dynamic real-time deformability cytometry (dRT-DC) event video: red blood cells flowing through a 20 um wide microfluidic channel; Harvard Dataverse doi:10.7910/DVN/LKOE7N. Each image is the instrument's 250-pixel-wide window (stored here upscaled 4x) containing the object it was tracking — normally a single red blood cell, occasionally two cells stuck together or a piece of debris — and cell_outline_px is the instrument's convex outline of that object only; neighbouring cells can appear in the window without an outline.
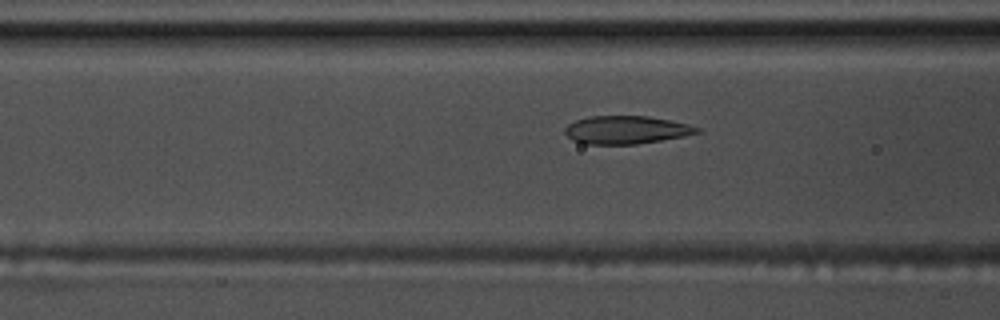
{"species": "common noctule bat (a hibernating species)", "species_latin": "Nyctalus noctula", "temperature_condition": "warm", "stored_images_in_passage": 58, "camera_frame_rate_fps": 3000, "um_per_image_px": 0.085, "animal": {"sex": "male", "body_mass_g": 17.5, "forearm_length_mm": 52.3}, "frame": {"image": 1, "passage_image": 23, "time_ms": 7.333, "image_size_px": [1000, 320], "cell_outline_px": [[700, 132], [684, 136], [636, 144], [584, 144], [572, 140], [564, 132], [564, 128], [568, 124], [576, 120], [588, 116], [648, 116], [688, 124], [700, 128]], "centroid_in_image_um": [53.19, 11.04], "position_along_channel_um": 113.4, "area_um2": 21.5}}
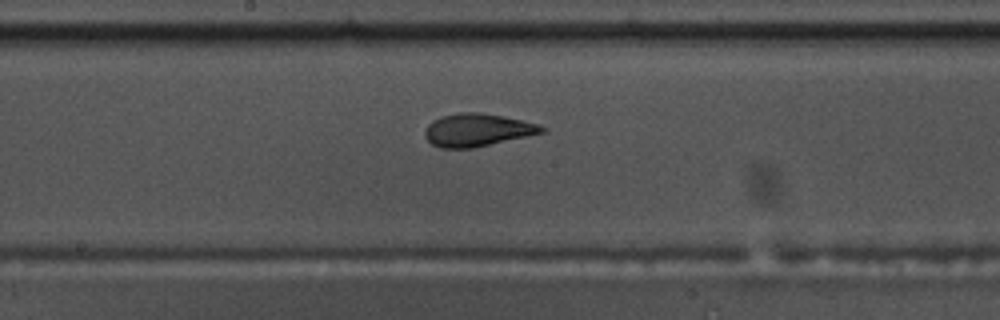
{"frame": {"image": 2, "passage_image": 31, "time_ms": 10.0, "image_size_px": [1000, 320], "cell_outline_px": [[548, 132], [472, 148], [440, 148], [432, 144], [424, 136], [424, 132], [428, 124], [432, 120], [440, 116], [456, 112], [480, 112], [504, 116], [536, 124], [548, 128]], "centroid_in_image_um": [40.57, 11.04], "position_along_channel_um": 207.6, "area_um2": 22.54}}
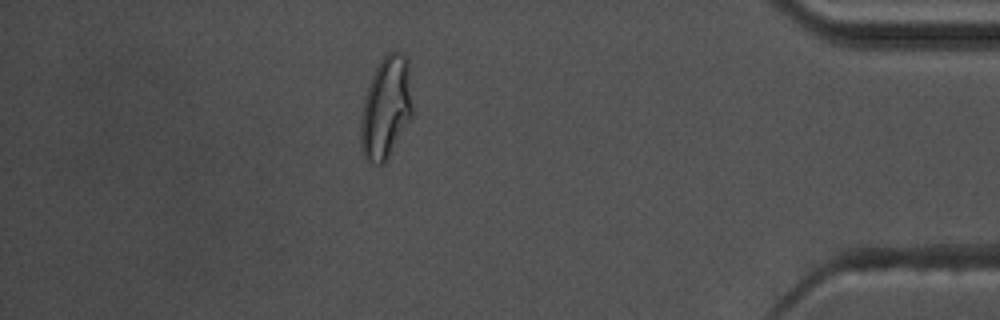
{"frame": {"image": 3, "passage_image": 51, "time_ms": 16.667, "image_size_px": [1000, 320], "cell_outline_px": [[412, 116], [384, 164], [376, 164], [368, 160], [364, 156], [360, 144], [360, 120], [364, 100], [376, 64], [388, 52], [400, 52], [408, 60], [412, 104]], "centroid_in_image_um": [32.8, 9.15], "position_along_channel_um": 402.4, "area_um2": 30.63}, "authors_computed_cell_mechanics": {"area_um2": 22.1663, "velocity_mm_per_s": 3.5438, "shape_relaxation_time_tau1_ms": 5.3927, "shape_relaxation_time_tau2_ms": 1.2264, "deformation_change_tau1": 0.1752, "deformation_change_tau2": 0.071}}